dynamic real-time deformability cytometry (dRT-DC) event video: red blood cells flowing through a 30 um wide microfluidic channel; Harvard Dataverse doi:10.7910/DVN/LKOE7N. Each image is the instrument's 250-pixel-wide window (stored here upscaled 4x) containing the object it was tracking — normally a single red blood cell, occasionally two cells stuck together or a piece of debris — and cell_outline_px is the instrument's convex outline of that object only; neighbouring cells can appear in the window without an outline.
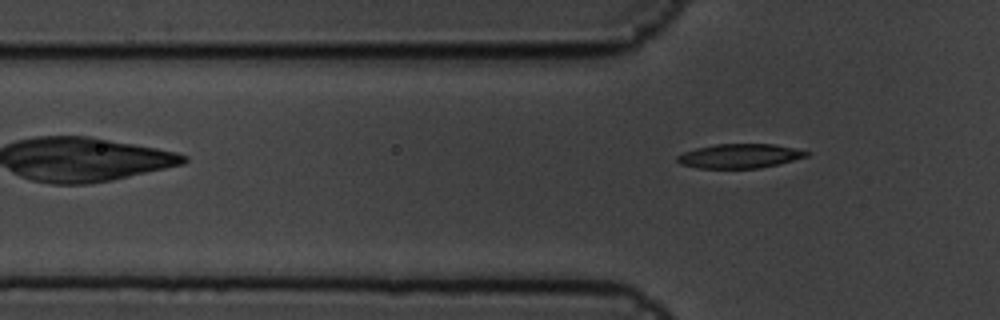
{"species": "common noctule bat (a hibernating species)", "species_latin": "Nyctalus noctula", "temperature_condition": "cold", "stored_images_in_passage": 3, "camera_frame_rate_fps": 3000, "um_per_image_px": 0.085, "animal": {"sex": "male", "body_mass_g": 19.5, "forearm_length_mm": 54.6}, "frame": {"image": 1, "passage_image": 3, "time_ms": 0.667, "image_size_px": [1000, 320], "cell_outline_px": [[808, 156], [780, 164], [760, 168], [700, 168], [680, 164], [676, 160], [676, 156], [684, 152], [696, 148], [716, 144], [776, 144], [808, 152]], "centroid_in_image_um": [62.85, 13.26], "position_along_channel_um": 62.9, "area_um2": 18.21}}